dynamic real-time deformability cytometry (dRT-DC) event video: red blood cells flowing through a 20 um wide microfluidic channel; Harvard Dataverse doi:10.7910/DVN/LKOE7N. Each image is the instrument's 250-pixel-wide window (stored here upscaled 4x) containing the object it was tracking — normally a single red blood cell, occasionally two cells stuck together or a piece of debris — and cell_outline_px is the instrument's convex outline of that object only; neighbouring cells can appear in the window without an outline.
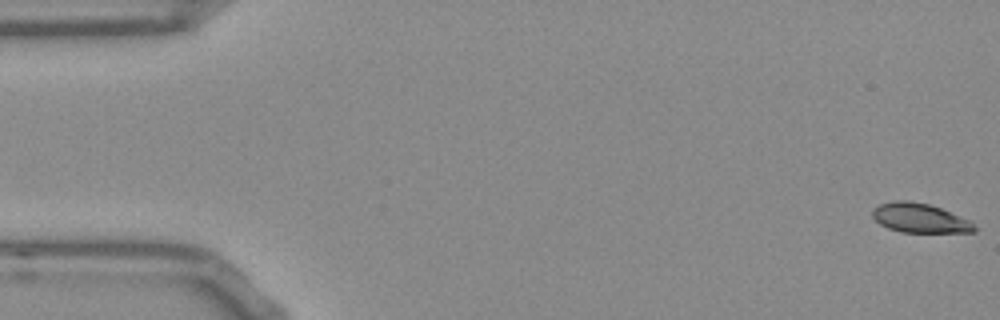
{"species": "Egyptian fruit bat (a non-hibernating species)", "species_latin": "Rousettus aegyptiacus", "temperature_condition": "room temperature", "stored_images_in_passage": 53, "camera_frame_rate_fps": 3000, "um_per_image_px": 0.085, "frame": {"image": 1, "passage_image": 1, "time_ms": 0.0, "image_size_px": [1000, 320], "cell_outline_px": [[976, 232], [900, 232], [888, 228], [880, 224], [872, 216], [872, 212], [880, 204], [892, 200], [908, 200], [928, 204], [940, 208], [968, 220], [976, 228]], "centroid_in_image_um": [78.15, 18.53], "position_along_channel_um": 6.9, "area_um2": 17.17}}
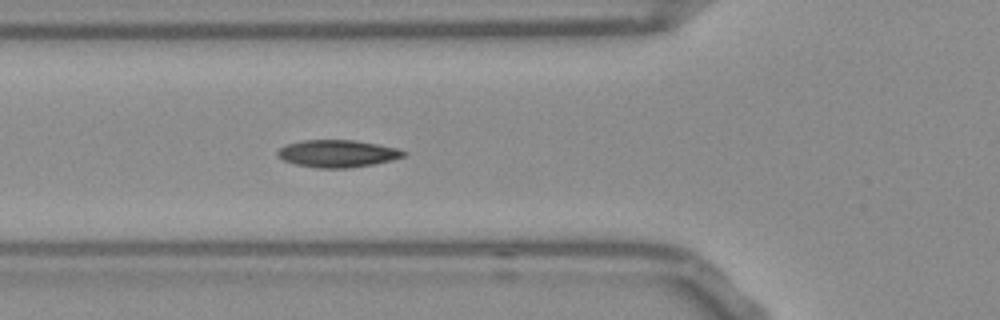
{"frame": {"image": 2, "passage_image": 19, "time_ms": 6.0, "image_size_px": [1000, 320], "cell_outline_px": [[408, 152], [404, 156], [392, 160], [372, 164], [348, 168], [320, 168], [296, 164], [284, 160], [276, 156], [276, 152], [284, 144], [300, 140], [352, 140], [376, 144], [396, 148]], "centroid_in_image_um": [28.64, 13.04], "position_along_channel_um": 97.2, "area_um2": 20.0}}
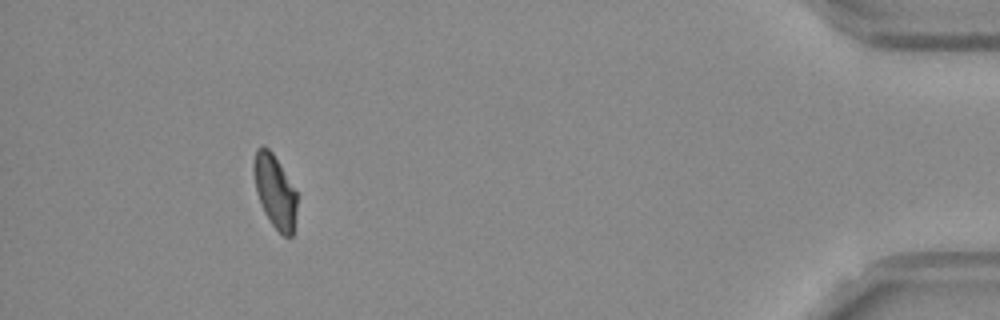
{"frame": {"image": 3, "passage_image": 49, "time_ms": 16.0, "image_size_px": [1000, 320], "cell_outline_px": [[296, 212], [292, 236], [284, 236], [272, 224], [264, 212], [256, 192], [252, 168], [252, 164], [256, 148], [264, 144], [272, 152], [296, 192]], "centroid_in_image_um": [23.32, 16.22], "position_along_channel_um": 411.9, "area_um2": 18.21}, "authors_computed_cell_mechanics": {"area_um2": 18.9006, "velocity_mm_per_s": 3.807, "shape_relaxation_time_tau1_ms": 5.9051, "shape_relaxation_time_tau2_ms": 2.9305, "deformation_change_tau1": 0.1631, "deformation_change_tau2": 0.0624}}